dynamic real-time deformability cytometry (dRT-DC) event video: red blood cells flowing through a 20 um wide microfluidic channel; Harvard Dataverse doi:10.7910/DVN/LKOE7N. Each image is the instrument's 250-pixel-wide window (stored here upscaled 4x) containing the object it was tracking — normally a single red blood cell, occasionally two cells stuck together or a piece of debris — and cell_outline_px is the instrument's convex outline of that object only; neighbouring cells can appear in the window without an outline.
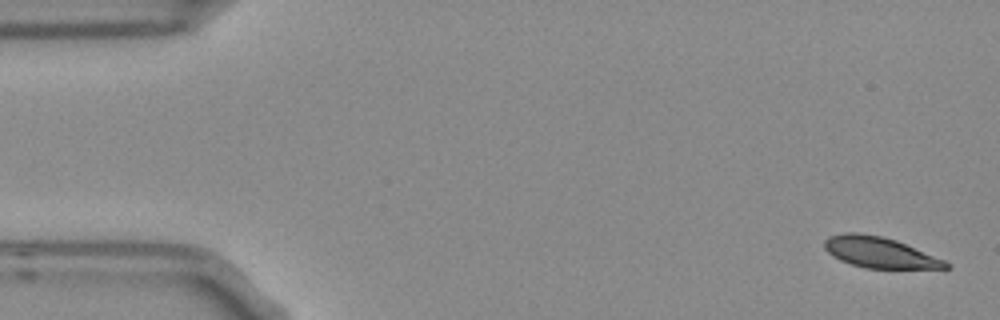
{"species": "Egyptian fruit bat (a non-hibernating species)", "species_latin": "Rousettus aegyptiacus", "temperature_condition": "room temperature", "stored_images_in_passage": 4, "camera_frame_rate_fps": 3000, "um_per_image_px": 0.085, "frame": {"image": 1, "passage_image": 1, "time_ms": 0.0, "image_size_px": [1000, 320], "cell_outline_px": [[952, 268], [864, 268], [840, 260], [832, 256], [824, 248], [824, 240], [828, 236], [844, 232], [856, 232], [880, 236], [896, 240], [944, 260]], "centroid_in_image_um": [74.7, 21.44], "position_along_channel_um": 10.3, "area_um2": 21.56}}